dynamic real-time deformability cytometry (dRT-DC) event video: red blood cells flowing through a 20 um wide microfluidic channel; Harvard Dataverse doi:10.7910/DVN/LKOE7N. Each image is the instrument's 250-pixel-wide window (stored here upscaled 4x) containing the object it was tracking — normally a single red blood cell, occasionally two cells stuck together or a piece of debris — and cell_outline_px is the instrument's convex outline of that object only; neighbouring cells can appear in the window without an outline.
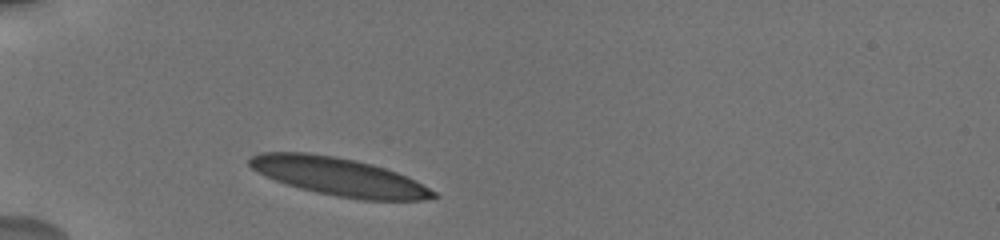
{"species": "human", "species_latin": "Homo sapiens", "temperature_condition": "cold", "stored_images_in_passage": 4, "camera_frame_rate_fps": 3000, "um_per_image_px": 0.085, "donor": {"sex": "male"}, "frame": {"image": 1, "passage_image": 1, "time_ms": 0.0, "image_size_px": [1000, 240], "cell_outline_px": [[440, 196], [420, 200], [360, 200], [336, 196], [300, 188], [276, 180], [252, 168], [248, 164], [248, 160], [252, 156], [260, 152], [308, 152], [356, 160], [372, 164], [396, 172], [436, 192]], "centroid_in_image_um": [28.79, 15.01], "position_along_channel_um": 56.2, "area_um2": 40.11}}
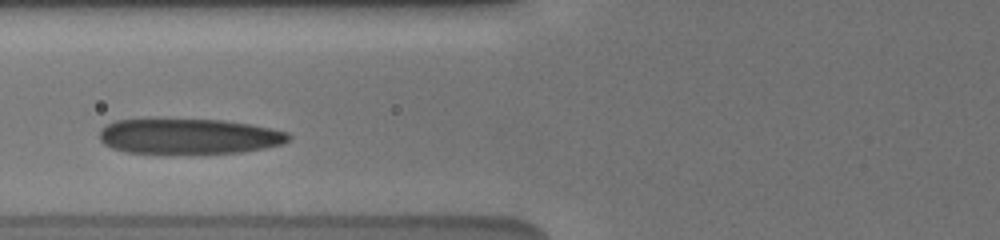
{"frame": {"image": 2, "passage_image": 3, "time_ms": 2.0, "image_size_px": [1000, 240], "cell_outline_px": [[292, 136], [284, 144], [244, 152], [168, 156], [128, 152], [112, 148], [104, 144], [100, 140], [100, 132], [108, 124], [116, 120], [144, 116], [156, 116], [224, 120], [252, 124], [272, 128], [288, 132]], "centroid_in_image_um": [16.01, 11.57], "position_along_channel_um": 109.8, "area_um2": 41.67}}